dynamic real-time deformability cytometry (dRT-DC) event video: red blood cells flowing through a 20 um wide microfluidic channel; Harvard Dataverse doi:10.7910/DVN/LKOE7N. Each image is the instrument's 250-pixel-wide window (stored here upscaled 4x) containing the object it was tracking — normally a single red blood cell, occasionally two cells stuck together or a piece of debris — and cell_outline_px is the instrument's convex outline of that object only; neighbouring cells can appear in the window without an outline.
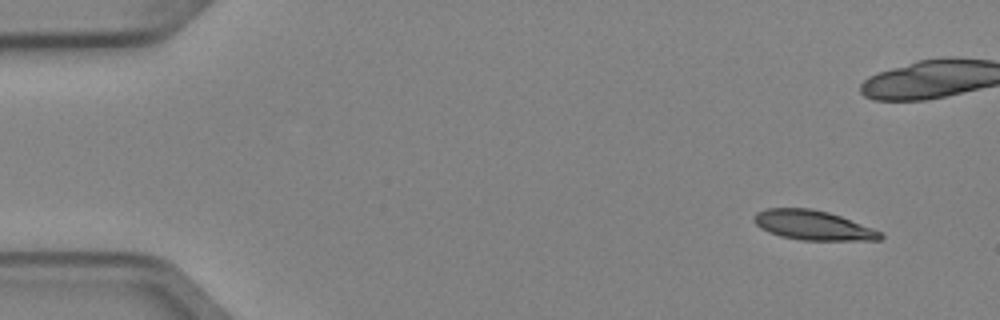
{"species": "Egyptian fruit bat (a non-hibernating species)", "species_latin": "Rousettus aegyptiacus", "temperature_condition": "cold", "stored_images_in_passage": 5, "camera_frame_rate_fps": 3000, "um_per_image_px": 0.085, "animal": {"sex": "female"}, "frame": {"image": 1, "passage_image": 1, "time_ms": 0.0, "image_size_px": [1000, 320], "cell_outline_px": [[884, 236], [880, 240], [800, 240], [780, 236], [768, 232], [760, 228], [752, 220], [752, 216], [756, 212], [768, 208], [812, 208], [828, 212], [840, 216], [872, 228], [880, 232]], "centroid_in_image_um": [69.05, 19.14], "position_along_channel_um": 16.0, "area_um2": 21.79}}